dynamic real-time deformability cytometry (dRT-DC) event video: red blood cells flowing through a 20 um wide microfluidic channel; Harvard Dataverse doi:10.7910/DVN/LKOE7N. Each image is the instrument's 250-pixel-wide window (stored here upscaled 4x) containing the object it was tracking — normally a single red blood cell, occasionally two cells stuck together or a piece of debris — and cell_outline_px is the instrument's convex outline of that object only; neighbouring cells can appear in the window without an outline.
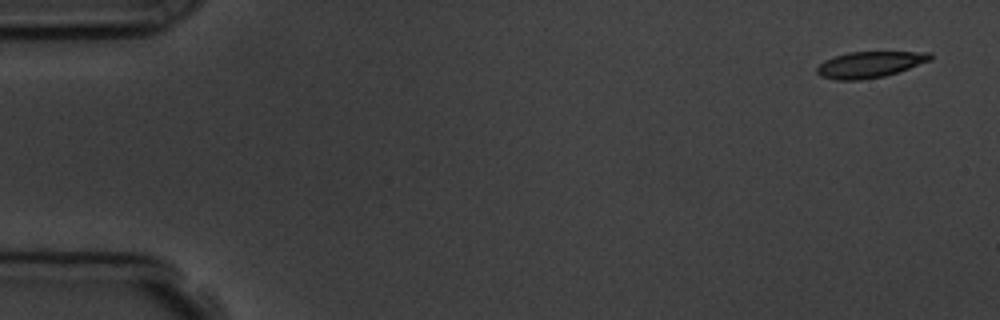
{"species": "common noctule bat (a hibernating species)", "species_latin": "Nyctalus noctula", "temperature_condition": "room temperature", "stored_images_in_passage": 5, "camera_frame_rate_fps": 3000, "um_per_image_px": 0.085, "animal": {"sex": "male", "body_mass_g": 19.5, "forearm_length_mm": 54.6}, "frame": {"image": 1, "passage_image": 1, "time_ms": 0.0, "image_size_px": [1000, 320], "cell_outline_px": [[932, 60], [884, 76], [860, 80], [836, 80], [820, 76], [816, 72], [816, 68], [824, 60], [848, 52], [932, 52]], "centroid_in_image_um": [73.91, 5.48], "position_along_channel_um": 11.1, "area_um2": 17.17}}
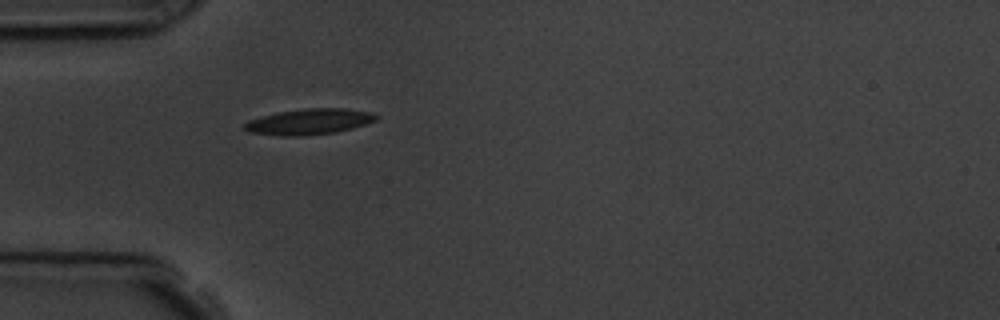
{"frame": {"image": 2, "passage_image": 5, "time_ms": 4.667, "image_size_px": [1000, 320], "cell_outline_px": [[380, 116], [376, 120], [352, 128], [336, 132], [300, 136], [280, 136], [248, 132], [244, 128], [244, 124], [248, 120], [280, 112], [304, 108], [344, 108], [372, 112]], "centroid_in_image_um": [26.29, 10.34], "position_along_channel_um": 58.7, "area_um2": 19.71}}